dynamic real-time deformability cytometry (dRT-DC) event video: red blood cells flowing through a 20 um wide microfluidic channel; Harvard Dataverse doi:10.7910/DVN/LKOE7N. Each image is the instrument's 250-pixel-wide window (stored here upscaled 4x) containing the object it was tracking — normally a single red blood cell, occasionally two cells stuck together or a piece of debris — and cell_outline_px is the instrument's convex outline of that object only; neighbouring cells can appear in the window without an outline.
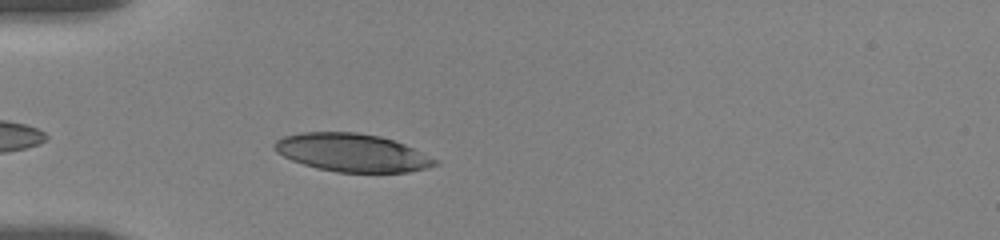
{"species": "human", "species_latin": "Homo sapiens", "temperature_condition": "room temperature", "stored_images_in_passage": 6, "camera_frame_rate_fps": 3000, "um_per_image_px": 0.085, "donor": {"sex": "female"}, "frame": {"image": 1, "passage_image": 2, "time_ms": 0.667, "image_size_px": [1000, 240], "cell_outline_px": [[440, 164], [428, 168], [408, 172], [336, 172], [316, 168], [292, 160], [276, 152], [272, 144], [276, 140], [284, 136], [304, 132], [356, 132], [380, 136], [404, 144], [440, 160]], "centroid_in_image_um": [29.95, 12.98], "position_along_channel_um": 55.0, "area_um2": 35.66}}
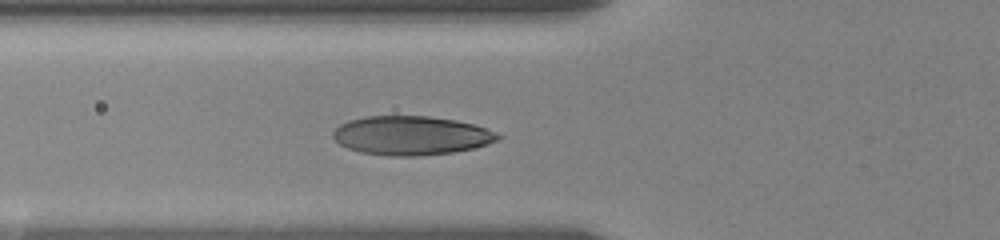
{"frame": {"image": 2, "passage_image": 4, "time_ms": 2.0, "image_size_px": [1000, 240], "cell_outline_px": [[504, 136], [500, 140], [488, 144], [472, 148], [452, 152], [416, 156], [388, 156], [360, 152], [348, 148], [340, 144], [332, 136], [332, 132], [340, 124], [348, 120], [364, 116], [428, 116], [456, 120], [472, 124], [496, 132]], "centroid_in_image_um": [34.94, 11.51], "position_along_channel_um": 90.9, "area_um2": 37.51}}
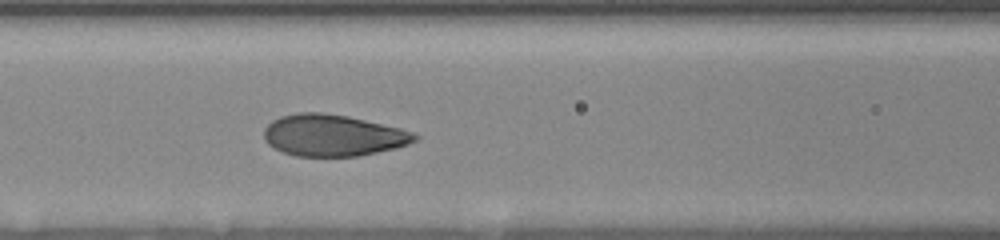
{"frame": {"image": 3, "passage_image": 6, "time_ms": 3.333, "image_size_px": [1000, 240], "cell_outline_px": [[420, 136], [416, 140], [408, 144], [396, 148], [356, 156], [296, 156], [284, 152], [268, 144], [264, 140], [264, 128], [272, 120], [280, 116], [296, 112], [324, 112], [348, 116], [400, 128], [416, 132]], "centroid_in_image_um": [28.3, 11.49], "position_along_channel_um": 138.3, "area_um2": 36.65}}